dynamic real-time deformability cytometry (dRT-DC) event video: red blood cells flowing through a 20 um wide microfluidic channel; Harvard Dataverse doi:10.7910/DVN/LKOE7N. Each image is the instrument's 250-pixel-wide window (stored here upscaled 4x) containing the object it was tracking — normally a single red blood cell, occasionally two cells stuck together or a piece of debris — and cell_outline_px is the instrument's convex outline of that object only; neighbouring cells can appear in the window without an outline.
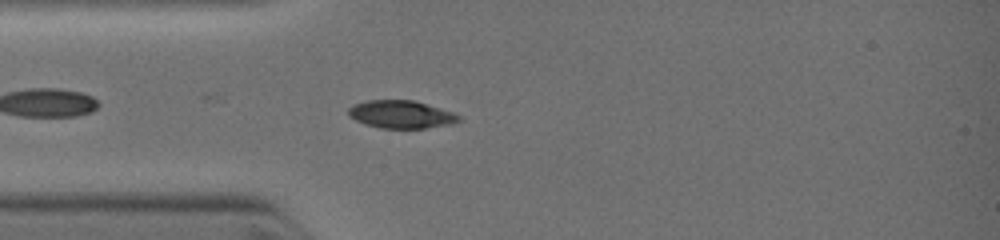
{"species": "common noctule bat (a hibernating species)", "species_latin": "Nyctalus noctula", "temperature_condition": "warm", "stored_images_in_passage": 5, "camera_frame_rate_fps": 3000, "um_per_image_px": 0.085, "animal": {"sex": "female", "body_mass_g": 19.0, "forearm_length_mm": 51.5}, "frame": {"image": 1, "passage_image": 5, "time_ms": 1.333, "image_size_px": [1000, 240], "cell_outline_px": [[460, 120], [452, 124], [424, 128], [380, 128], [364, 124], [348, 116], [348, 108], [356, 104], [368, 100], [412, 100], [452, 112], [460, 116]], "centroid_in_image_um": [34.07, 9.73], "position_along_channel_um": 50.9, "area_um2": 17.69}}